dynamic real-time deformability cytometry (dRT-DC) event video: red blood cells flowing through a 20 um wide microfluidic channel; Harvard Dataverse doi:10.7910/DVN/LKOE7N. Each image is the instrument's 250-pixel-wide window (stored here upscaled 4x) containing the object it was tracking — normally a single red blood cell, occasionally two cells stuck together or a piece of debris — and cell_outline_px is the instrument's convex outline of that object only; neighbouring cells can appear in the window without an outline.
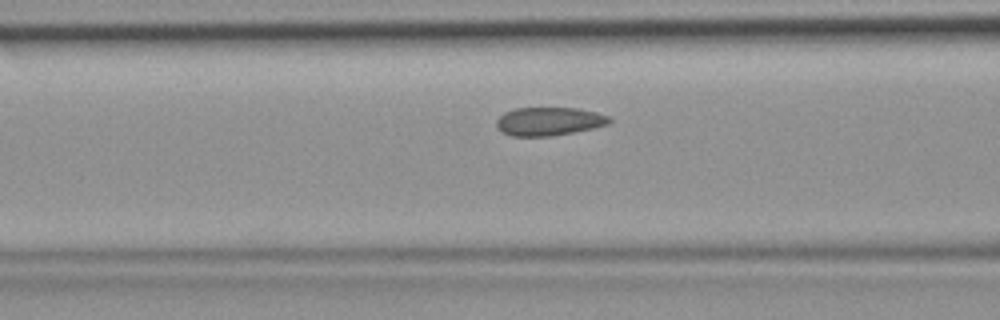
{"species": "common noctule bat (a hibernating species)", "species_latin": "Nyctalus noctula", "temperature_condition": "room temperature", "stored_images_in_passage": 28, "camera_frame_rate_fps": 3000, "um_per_image_px": 0.085, "animal": {"sex": "female", "body_mass_g": 19.9}, "frame": {"image": 1, "passage_image": 4, "time_ms": 1.0, "image_size_px": [1000, 320], "cell_outline_px": [[612, 120], [608, 124], [592, 128], [552, 136], [512, 136], [496, 128], [496, 120], [504, 112], [516, 108], [576, 108], [596, 112], [608, 116]], "centroid_in_image_um": [46.64, 10.31], "position_along_channel_um": 120.0, "area_um2": 18.55}}
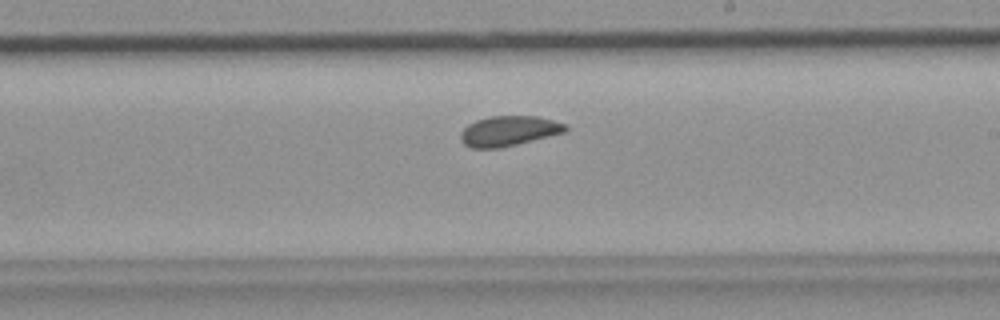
{"frame": {"image": 2, "passage_image": 13, "time_ms": 4.0, "image_size_px": [1000, 320], "cell_outline_px": [[568, 128], [564, 132], [500, 148], [472, 148], [464, 144], [460, 140], [460, 132], [468, 124], [476, 120], [488, 116], [536, 116], [568, 124]], "centroid_in_image_um": [43.21, 11.12], "position_along_channel_um": 245.8, "area_um2": 18.32}}
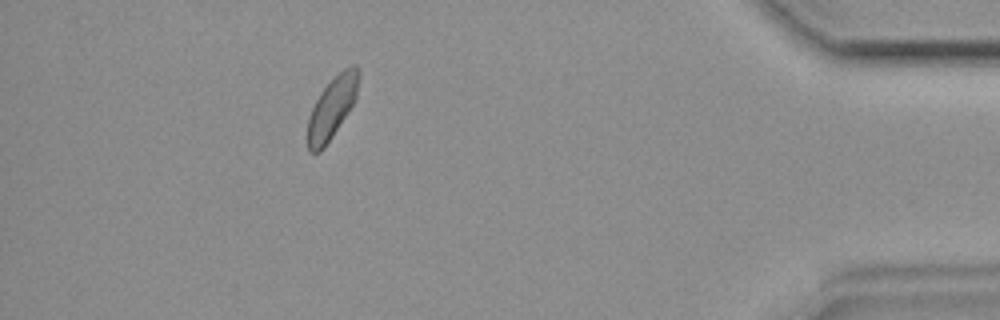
{"frame": {"image": 3, "passage_image": 28, "time_ms": 9.0, "image_size_px": [1000, 320], "cell_outline_px": [[360, 76], [356, 100], [324, 148], [320, 152], [308, 152], [308, 120], [312, 108], [320, 92], [344, 68], [352, 64], [356, 64], [360, 72]], "centroid_in_image_um": [28.25, 9.13], "position_along_channel_um": 407.0, "area_um2": 18.15}}